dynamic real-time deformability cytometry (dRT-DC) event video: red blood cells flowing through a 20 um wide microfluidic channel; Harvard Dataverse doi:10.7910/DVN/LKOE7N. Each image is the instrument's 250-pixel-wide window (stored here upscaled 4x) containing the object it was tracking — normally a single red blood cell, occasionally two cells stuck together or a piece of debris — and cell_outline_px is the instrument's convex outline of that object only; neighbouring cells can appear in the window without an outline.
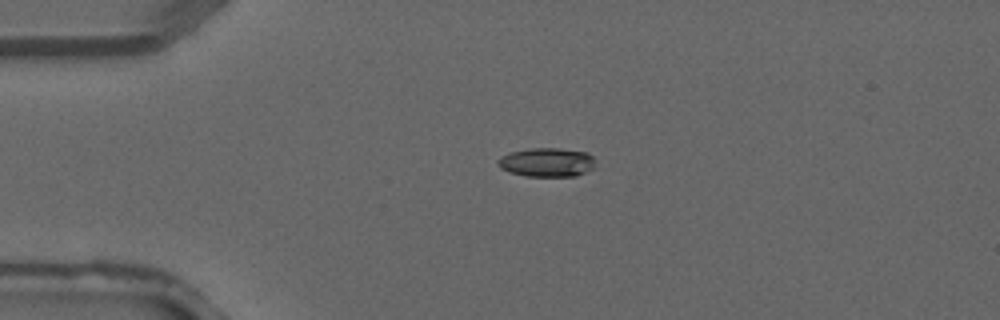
{"species": "common noctule bat (a hibernating species)", "species_latin": "Nyctalus noctula", "temperature_condition": "warm", "stored_images_in_passage": 3, "camera_frame_rate_fps": 3000, "um_per_image_px": 0.085, "animal": {"sex": "male", "forearm_length_mm": 52.5}, "frame": {"image": 1, "passage_image": 2, "time_ms": 0.333, "image_size_px": [1000, 320], "cell_outline_px": [[596, 168], [576, 176], [524, 176], [508, 172], [500, 168], [496, 164], [496, 160], [500, 156], [512, 152], [532, 148], [560, 148], [588, 152], [596, 160]], "centroid_in_image_um": [46.51, 13.8], "position_along_channel_um": 38.5, "area_um2": 16.82}}